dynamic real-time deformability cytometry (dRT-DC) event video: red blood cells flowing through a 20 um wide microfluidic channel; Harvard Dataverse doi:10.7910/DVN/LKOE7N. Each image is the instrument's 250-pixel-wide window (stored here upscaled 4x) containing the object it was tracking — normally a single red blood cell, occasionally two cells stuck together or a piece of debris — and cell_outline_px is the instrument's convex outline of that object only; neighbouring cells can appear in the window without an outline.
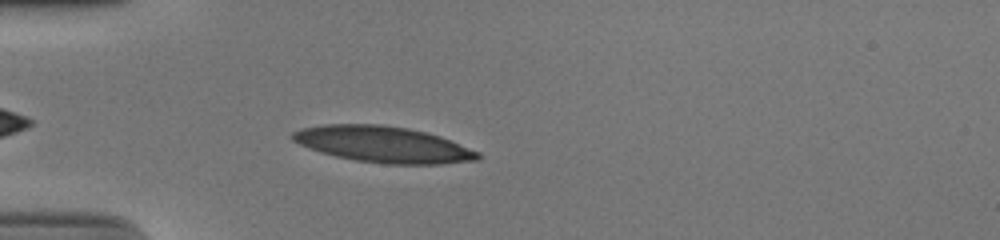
{"species": "human", "species_latin": "Homo sapiens", "temperature_condition": "cold", "stored_images_in_passage": 39, "camera_frame_rate_fps": 3000, "um_per_image_px": 0.085, "donor": {"sex": "male"}, "frame": {"image": 1, "passage_image": 5, "time_ms": 1.333, "image_size_px": [1000, 240], "cell_outline_px": [[480, 160], [440, 164], [388, 164], [356, 160], [336, 156], [320, 152], [308, 148], [292, 140], [288, 136], [292, 132], [300, 128], [324, 124], [380, 124], [408, 128], [440, 136], [480, 152]], "centroid_in_image_um": [32.54, 12.27], "position_along_channel_um": 52.5, "area_um2": 39.13}}
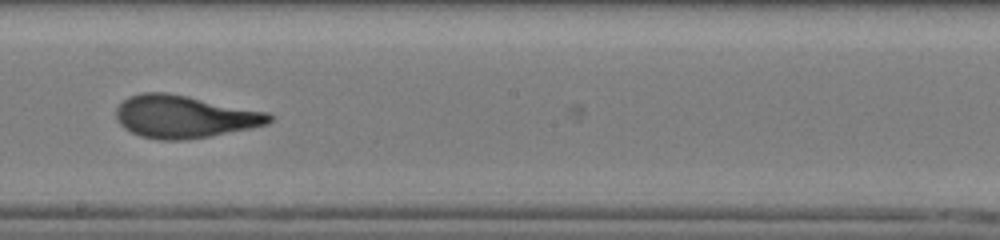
{"frame": {"image": 2, "passage_image": 20, "time_ms": 6.333, "image_size_px": [1000, 240], "cell_outline_px": [[272, 120], [268, 124], [252, 128], [208, 136], [184, 140], [160, 140], [140, 136], [124, 128], [116, 120], [116, 108], [128, 96], [144, 92], [164, 92], [188, 96], [268, 112], [272, 116]], "centroid_in_image_um": [15.66, 9.91], "position_along_channel_um": 232.5, "area_um2": 37.92}}
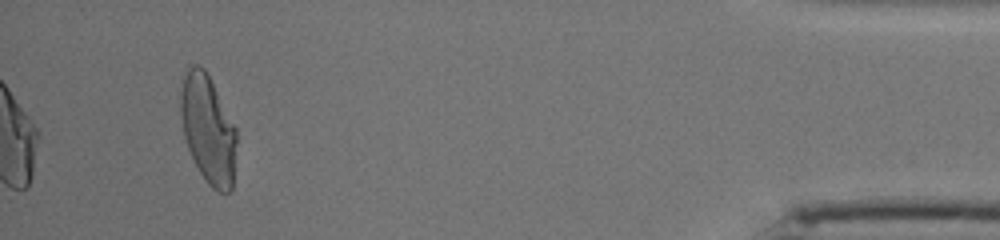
{"frame": {"image": 3, "passage_image": 39, "time_ms": 12.667, "image_size_px": [1000, 240], "cell_outline_px": [[236, 140], [232, 188], [228, 192], [216, 192], [208, 184], [200, 172], [188, 148], [184, 136], [180, 116], [180, 92], [184, 76], [188, 68], [192, 64], [196, 64], [204, 68], [236, 128]], "centroid_in_image_um": [17.66, 10.99], "position_along_channel_um": 417.5, "area_um2": 34.91}, "authors_computed_cell_mechanics": {"area_um2": 37.4544, "velocity_mm_per_s": 3.9098, "shape_relaxation_time_tau1_ms": 6.3577, "shape_relaxation_time_tau2_ms": 1.2044, "deformation_change_tau1": 0.2498, "deformation_change_tau2": 0.0827}}